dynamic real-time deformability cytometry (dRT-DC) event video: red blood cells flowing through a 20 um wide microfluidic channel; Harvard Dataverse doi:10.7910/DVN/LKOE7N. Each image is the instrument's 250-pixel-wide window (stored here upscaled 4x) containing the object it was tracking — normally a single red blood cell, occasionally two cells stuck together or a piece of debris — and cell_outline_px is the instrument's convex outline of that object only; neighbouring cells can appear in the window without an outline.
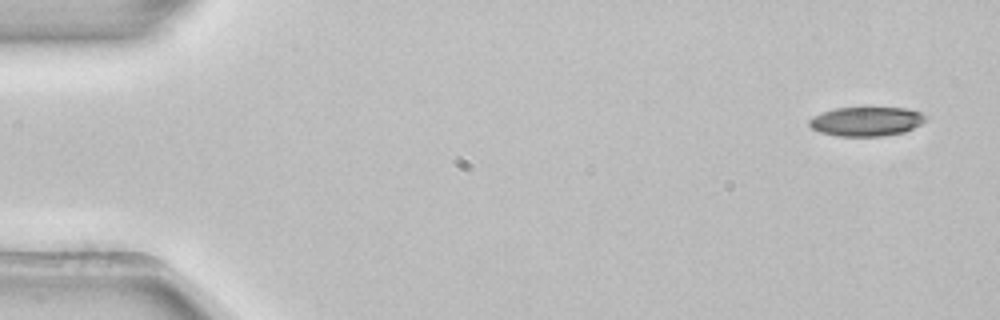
{"species": "common noctule bat (a hibernating species)", "species_latin": "Nyctalus noctula", "temperature_condition": "room temperature", "stored_images_in_passage": 4, "segment_of_instrument_passage": [1, 2], "camera_frame_rate_fps": 3000, "um_per_image_px": 0.085, "animal": {"sex": "female", "body_mass_g": 22.7, "forearm_length_mm": 54.2}, "frame": {"image": 1, "passage_image": 1, "time_ms": 0.0, "image_size_px": [1000, 320], "cell_outline_px": [[924, 120], [920, 124], [904, 132], [884, 136], [836, 136], [820, 132], [812, 128], [808, 124], [808, 120], [812, 116], [820, 112], [836, 108], [864, 104], [908, 108], [920, 112], [924, 116]], "centroid_in_image_um": [73.59, 10.26], "position_along_channel_um": 11.4, "area_um2": 20.81}}